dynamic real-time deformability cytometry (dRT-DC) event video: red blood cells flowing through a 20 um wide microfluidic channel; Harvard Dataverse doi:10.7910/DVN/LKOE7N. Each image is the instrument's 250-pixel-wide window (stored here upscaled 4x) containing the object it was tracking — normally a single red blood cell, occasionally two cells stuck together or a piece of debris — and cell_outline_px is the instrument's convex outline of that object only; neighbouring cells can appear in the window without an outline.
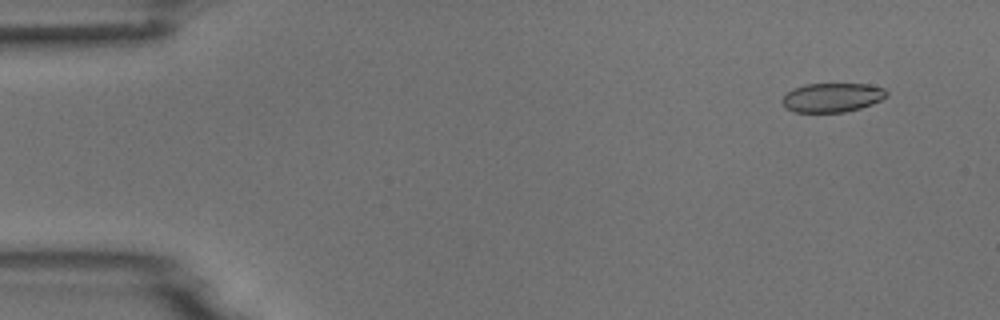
{"species": "common noctule bat (a hibernating species)", "species_latin": "Nyctalus noctula", "temperature_condition": "room temperature", "stored_images_in_passage": 5, "camera_frame_rate_fps": 3000, "um_per_image_px": 0.085, "animal": {"sex": "male", "body_mass_g": 18.8}, "frame": {"image": 1, "passage_image": 1, "time_ms": 0.0, "image_size_px": [1000, 320], "cell_outline_px": [[888, 96], [872, 104], [860, 108], [844, 112], [796, 112], [784, 108], [780, 100], [792, 88], [804, 84], [868, 84], [884, 88], [888, 92]], "centroid_in_image_um": [70.71, 8.28], "position_along_channel_um": 14.3, "area_um2": 17.86}}
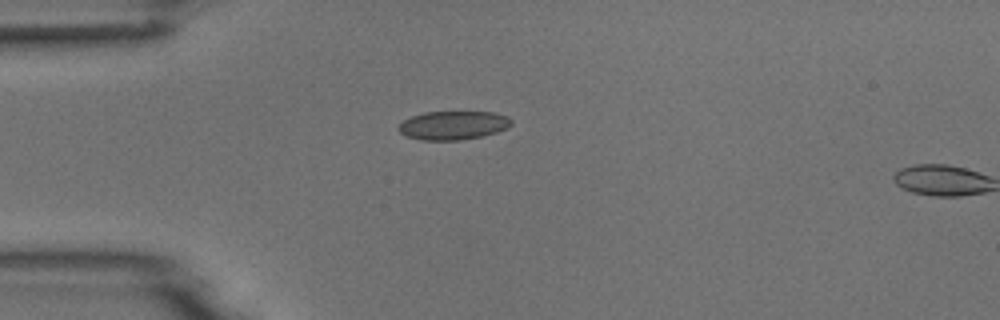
{"frame": {"image": 2, "passage_image": 4, "time_ms": 3.333, "image_size_px": [1000, 320], "cell_outline_px": [[512, 124], [508, 128], [496, 132], [480, 136], [460, 140], [420, 140], [404, 136], [396, 128], [404, 120], [412, 116], [424, 112], [492, 112], [508, 116], [512, 120]], "centroid_in_image_um": [38.5, 10.65], "position_along_channel_um": 46.5, "area_um2": 18.9}}